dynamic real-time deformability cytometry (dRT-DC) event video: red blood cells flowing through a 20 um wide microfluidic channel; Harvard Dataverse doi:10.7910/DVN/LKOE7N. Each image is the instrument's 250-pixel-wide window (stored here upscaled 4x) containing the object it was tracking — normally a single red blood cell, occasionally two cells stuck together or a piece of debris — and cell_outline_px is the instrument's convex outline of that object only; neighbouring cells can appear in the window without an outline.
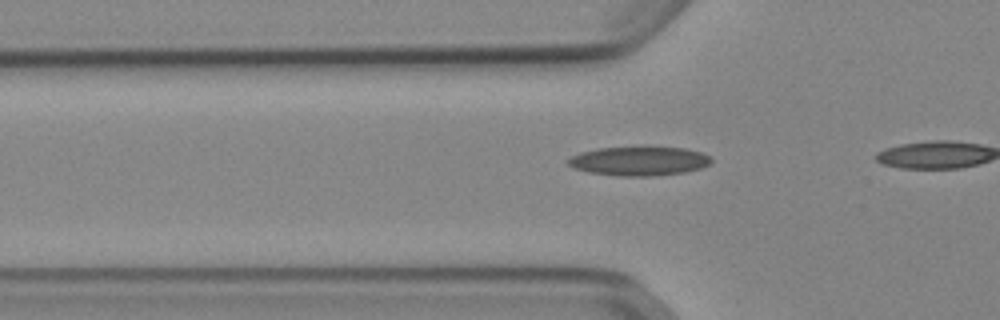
{"species": "Egyptian fruit bat (a non-hibernating species)", "species_latin": "Rousettus aegyptiacus", "temperature_condition": "cold", "stored_images_in_passage": 18, "camera_frame_rate_fps": 3000, "um_per_image_px": 0.085, "animal": {"sex": "female"}, "frame": {"image": 1, "passage_image": 15, "time_ms": 4.667, "image_size_px": [1000, 320], "cell_outline_px": [[712, 160], [708, 164], [700, 168], [684, 172], [652, 176], [620, 176], [588, 172], [572, 168], [568, 164], [568, 160], [572, 156], [580, 152], [596, 148], [684, 148], [704, 152]], "centroid_in_image_um": [54.3, 13.7], "position_along_channel_um": 71.5, "area_um2": 23.93}}